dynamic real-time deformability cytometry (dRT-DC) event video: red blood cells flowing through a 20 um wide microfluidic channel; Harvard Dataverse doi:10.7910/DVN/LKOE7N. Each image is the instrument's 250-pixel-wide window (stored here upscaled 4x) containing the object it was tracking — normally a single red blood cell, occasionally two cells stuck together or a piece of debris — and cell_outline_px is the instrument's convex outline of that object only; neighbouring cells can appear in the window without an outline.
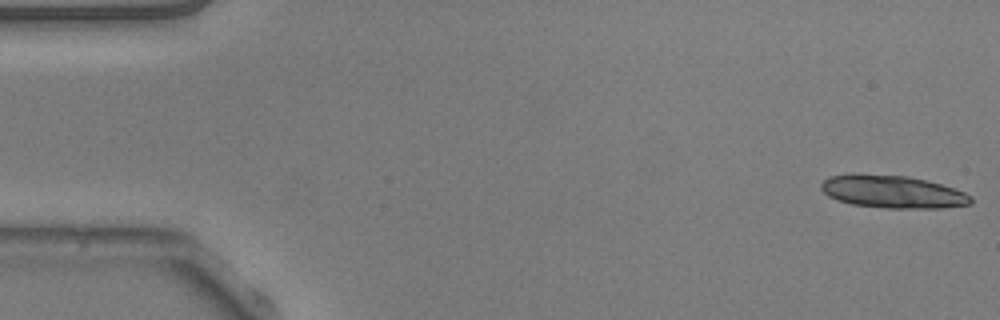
{"species": "common noctule bat (a hibernating species)", "species_latin": "Nyctalus noctula", "temperature_condition": "warm", "stored_images_in_passage": 26, "segment_of_instrument_passage": [1, 2], "camera_frame_rate_fps": 3000, "um_per_image_px": 0.085, "animal": {"sex": "male", "body_mass_g": 20.5, "forearm_length_mm": 52.5}, "frame": {"image": 1, "passage_image": 1, "time_ms": 0.0, "image_size_px": [1000, 320], "cell_outline_px": [[972, 204], [944, 208], [888, 208], [852, 204], [836, 200], [828, 196], [820, 188], [820, 184], [828, 176], [852, 172], [856, 172], [908, 176], [928, 180], [964, 192], [972, 196]], "centroid_in_image_um": [75.83, 16.27], "position_along_channel_um": 9.2, "area_um2": 29.07}}